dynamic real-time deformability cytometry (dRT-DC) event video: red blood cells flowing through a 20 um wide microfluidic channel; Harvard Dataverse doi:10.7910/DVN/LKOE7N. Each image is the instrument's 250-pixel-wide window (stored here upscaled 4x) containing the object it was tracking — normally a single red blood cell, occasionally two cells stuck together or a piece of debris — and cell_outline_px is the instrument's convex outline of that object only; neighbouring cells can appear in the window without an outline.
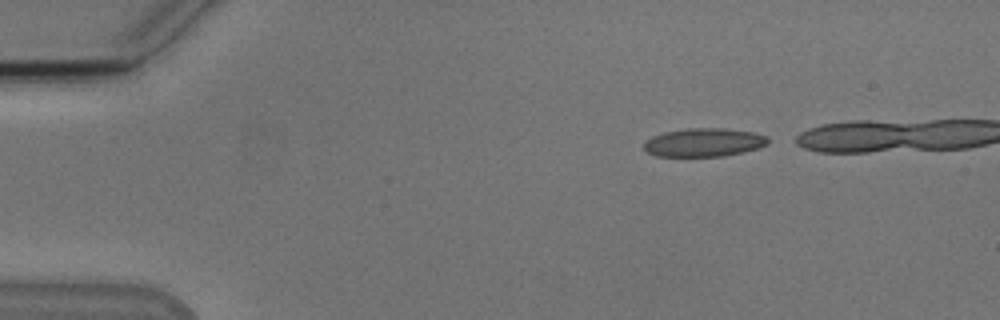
{"species": "Egyptian fruit bat (a non-hibernating species)", "species_latin": "Rousettus aegyptiacus", "temperature_condition": "cold", "stored_images_in_passage": 10, "camera_frame_rate_fps": 3000, "um_per_image_px": 0.085, "animal": {"sex": "male"}, "frame": {"image": 1, "passage_image": 1, "time_ms": 0.0, "image_size_px": [1000, 320], "cell_outline_px": [[768, 144], [760, 148], [744, 152], [724, 156], [656, 156], [648, 152], [644, 148], [644, 144], [652, 136], [664, 132], [688, 128], [724, 128], [752, 132], [768, 136]], "centroid_in_image_um": [59.87, 12.1], "position_along_channel_um": 25.1, "area_um2": 20.58}}